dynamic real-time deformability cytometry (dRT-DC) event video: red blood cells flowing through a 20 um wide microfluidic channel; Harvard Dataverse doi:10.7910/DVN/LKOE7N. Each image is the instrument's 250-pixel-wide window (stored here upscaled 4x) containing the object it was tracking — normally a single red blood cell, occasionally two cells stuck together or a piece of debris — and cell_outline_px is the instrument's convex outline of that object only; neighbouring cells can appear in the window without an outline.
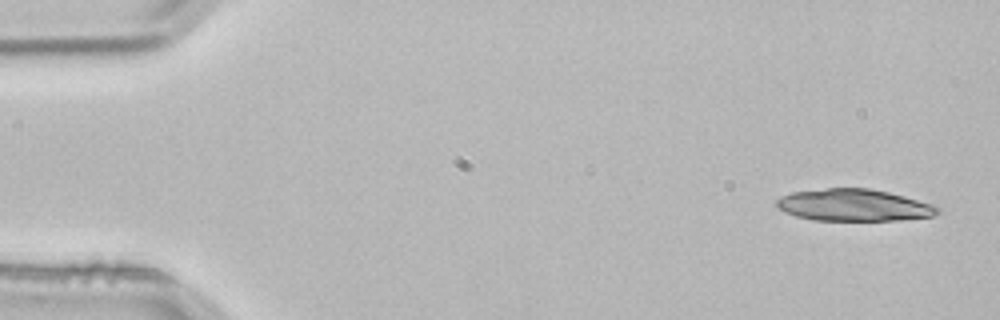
{"species": "common noctule bat (a hibernating species)", "species_latin": "Nyctalus noctula", "temperature_condition": "room temperature", "stored_images_in_passage": 3, "camera_frame_rate_fps": 3000, "um_per_image_px": 0.085, "animal": {"sex": "male", "body_mass_g": 21.5, "forearm_length_mm": 52.0}, "frame": {"image": 1, "passage_image": 1, "time_ms": 0.0, "image_size_px": [1000, 320], "cell_outline_px": [[940, 212], [932, 216], [900, 220], [812, 220], [796, 216], [784, 212], [776, 204], [776, 200], [780, 196], [792, 192], [828, 188], [868, 188], [888, 192], [904, 196], [932, 204], [940, 208]], "centroid_in_image_um": [72.56, 17.44], "position_along_channel_um": 12.4, "area_um2": 29.88}}